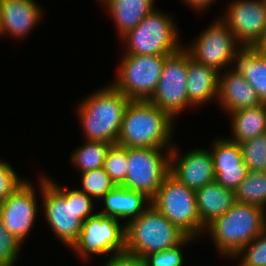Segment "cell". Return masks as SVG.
<instances>
[{
    "label": "cell",
    "instance_id": "obj_20",
    "mask_svg": "<svg viewBox=\"0 0 266 266\" xmlns=\"http://www.w3.org/2000/svg\"><path fill=\"white\" fill-rule=\"evenodd\" d=\"M218 72L191 58L188 52V107H199L217 98Z\"/></svg>",
    "mask_w": 266,
    "mask_h": 266
},
{
    "label": "cell",
    "instance_id": "obj_11",
    "mask_svg": "<svg viewBox=\"0 0 266 266\" xmlns=\"http://www.w3.org/2000/svg\"><path fill=\"white\" fill-rule=\"evenodd\" d=\"M116 218L96 212L82 224L78 240L72 245L83 261L93 255L116 254L125 251V225ZM123 225V226H122Z\"/></svg>",
    "mask_w": 266,
    "mask_h": 266
},
{
    "label": "cell",
    "instance_id": "obj_4",
    "mask_svg": "<svg viewBox=\"0 0 266 266\" xmlns=\"http://www.w3.org/2000/svg\"><path fill=\"white\" fill-rule=\"evenodd\" d=\"M266 229V210L236 202L224 215L206 226L217 252L225 258L235 255Z\"/></svg>",
    "mask_w": 266,
    "mask_h": 266
},
{
    "label": "cell",
    "instance_id": "obj_2",
    "mask_svg": "<svg viewBox=\"0 0 266 266\" xmlns=\"http://www.w3.org/2000/svg\"><path fill=\"white\" fill-rule=\"evenodd\" d=\"M174 121L167 112L149 101L130 100L116 144L126 148L171 149Z\"/></svg>",
    "mask_w": 266,
    "mask_h": 266
},
{
    "label": "cell",
    "instance_id": "obj_18",
    "mask_svg": "<svg viewBox=\"0 0 266 266\" xmlns=\"http://www.w3.org/2000/svg\"><path fill=\"white\" fill-rule=\"evenodd\" d=\"M232 62L231 70L242 74L266 104V57L260 55L254 45H240L234 51Z\"/></svg>",
    "mask_w": 266,
    "mask_h": 266
},
{
    "label": "cell",
    "instance_id": "obj_28",
    "mask_svg": "<svg viewBox=\"0 0 266 266\" xmlns=\"http://www.w3.org/2000/svg\"><path fill=\"white\" fill-rule=\"evenodd\" d=\"M80 174V185L82 186L80 190L84 191L94 200H100L116 187L103 167Z\"/></svg>",
    "mask_w": 266,
    "mask_h": 266
},
{
    "label": "cell",
    "instance_id": "obj_8",
    "mask_svg": "<svg viewBox=\"0 0 266 266\" xmlns=\"http://www.w3.org/2000/svg\"><path fill=\"white\" fill-rule=\"evenodd\" d=\"M166 56L125 54L111 84L129 100L148 101L160 80Z\"/></svg>",
    "mask_w": 266,
    "mask_h": 266
},
{
    "label": "cell",
    "instance_id": "obj_25",
    "mask_svg": "<svg viewBox=\"0 0 266 266\" xmlns=\"http://www.w3.org/2000/svg\"><path fill=\"white\" fill-rule=\"evenodd\" d=\"M236 202L250 204L266 210V171H248L235 190Z\"/></svg>",
    "mask_w": 266,
    "mask_h": 266
},
{
    "label": "cell",
    "instance_id": "obj_26",
    "mask_svg": "<svg viewBox=\"0 0 266 266\" xmlns=\"http://www.w3.org/2000/svg\"><path fill=\"white\" fill-rule=\"evenodd\" d=\"M210 153L213 159L214 170H222V168L230 167H246L243 162L242 150L239 143L230 141L229 139H215L210 146Z\"/></svg>",
    "mask_w": 266,
    "mask_h": 266
},
{
    "label": "cell",
    "instance_id": "obj_7",
    "mask_svg": "<svg viewBox=\"0 0 266 266\" xmlns=\"http://www.w3.org/2000/svg\"><path fill=\"white\" fill-rule=\"evenodd\" d=\"M151 205L187 236L197 239L205 232L197 211L195 191L170 173L162 181Z\"/></svg>",
    "mask_w": 266,
    "mask_h": 266
},
{
    "label": "cell",
    "instance_id": "obj_29",
    "mask_svg": "<svg viewBox=\"0 0 266 266\" xmlns=\"http://www.w3.org/2000/svg\"><path fill=\"white\" fill-rule=\"evenodd\" d=\"M103 168L116 186H122L128 171L127 148L118 144L111 145Z\"/></svg>",
    "mask_w": 266,
    "mask_h": 266
},
{
    "label": "cell",
    "instance_id": "obj_37",
    "mask_svg": "<svg viewBox=\"0 0 266 266\" xmlns=\"http://www.w3.org/2000/svg\"><path fill=\"white\" fill-rule=\"evenodd\" d=\"M254 46L256 47L260 55L266 57V31Z\"/></svg>",
    "mask_w": 266,
    "mask_h": 266
},
{
    "label": "cell",
    "instance_id": "obj_6",
    "mask_svg": "<svg viewBox=\"0 0 266 266\" xmlns=\"http://www.w3.org/2000/svg\"><path fill=\"white\" fill-rule=\"evenodd\" d=\"M178 30L173 17L156 8L120 39L125 54L168 56L183 46Z\"/></svg>",
    "mask_w": 266,
    "mask_h": 266
},
{
    "label": "cell",
    "instance_id": "obj_13",
    "mask_svg": "<svg viewBox=\"0 0 266 266\" xmlns=\"http://www.w3.org/2000/svg\"><path fill=\"white\" fill-rule=\"evenodd\" d=\"M232 1L220 19L240 45H255L266 31V4L263 0Z\"/></svg>",
    "mask_w": 266,
    "mask_h": 266
},
{
    "label": "cell",
    "instance_id": "obj_33",
    "mask_svg": "<svg viewBox=\"0 0 266 266\" xmlns=\"http://www.w3.org/2000/svg\"><path fill=\"white\" fill-rule=\"evenodd\" d=\"M10 165L9 162L0 159V204L25 181Z\"/></svg>",
    "mask_w": 266,
    "mask_h": 266
},
{
    "label": "cell",
    "instance_id": "obj_17",
    "mask_svg": "<svg viewBox=\"0 0 266 266\" xmlns=\"http://www.w3.org/2000/svg\"><path fill=\"white\" fill-rule=\"evenodd\" d=\"M219 106L226 113L258 106L262 104L255 90L248 84L242 74L233 70H224L218 74L217 98Z\"/></svg>",
    "mask_w": 266,
    "mask_h": 266
},
{
    "label": "cell",
    "instance_id": "obj_27",
    "mask_svg": "<svg viewBox=\"0 0 266 266\" xmlns=\"http://www.w3.org/2000/svg\"><path fill=\"white\" fill-rule=\"evenodd\" d=\"M239 144L242 150L243 162L248 171H266V133Z\"/></svg>",
    "mask_w": 266,
    "mask_h": 266
},
{
    "label": "cell",
    "instance_id": "obj_36",
    "mask_svg": "<svg viewBox=\"0 0 266 266\" xmlns=\"http://www.w3.org/2000/svg\"><path fill=\"white\" fill-rule=\"evenodd\" d=\"M187 5H191L193 9L196 11H205L207 7L209 8L212 3H214L216 0H182Z\"/></svg>",
    "mask_w": 266,
    "mask_h": 266
},
{
    "label": "cell",
    "instance_id": "obj_23",
    "mask_svg": "<svg viewBox=\"0 0 266 266\" xmlns=\"http://www.w3.org/2000/svg\"><path fill=\"white\" fill-rule=\"evenodd\" d=\"M232 135L227 138L232 142L241 143L266 133V104L240 109L229 113Z\"/></svg>",
    "mask_w": 266,
    "mask_h": 266
},
{
    "label": "cell",
    "instance_id": "obj_14",
    "mask_svg": "<svg viewBox=\"0 0 266 266\" xmlns=\"http://www.w3.org/2000/svg\"><path fill=\"white\" fill-rule=\"evenodd\" d=\"M34 187L33 183L26 179L0 204V217L4 227L22 244L37 218L38 202Z\"/></svg>",
    "mask_w": 266,
    "mask_h": 266
},
{
    "label": "cell",
    "instance_id": "obj_24",
    "mask_svg": "<svg viewBox=\"0 0 266 266\" xmlns=\"http://www.w3.org/2000/svg\"><path fill=\"white\" fill-rule=\"evenodd\" d=\"M111 145L107 142L85 140L83 145L72 152L71 163L80 173L101 168Z\"/></svg>",
    "mask_w": 266,
    "mask_h": 266
},
{
    "label": "cell",
    "instance_id": "obj_19",
    "mask_svg": "<svg viewBox=\"0 0 266 266\" xmlns=\"http://www.w3.org/2000/svg\"><path fill=\"white\" fill-rule=\"evenodd\" d=\"M102 200L105 208L100 214L118 219H127L124 225L137 218L150 204L151 200L143 193L116 186L109 191Z\"/></svg>",
    "mask_w": 266,
    "mask_h": 266
},
{
    "label": "cell",
    "instance_id": "obj_1",
    "mask_svg": "<svg viewBox=\"0 0 266 266\" xmlns=\"http://www.w3.org/2000/svg\"><path fill=\"white\" fill-rule=\"evenodd\" d=\"M40 176L37 183L46 223L56 238L71 248L78 240L83 222L96 214L93 213L94 199L78 188L69 190L68 186L61 187L52 178Z\"/></svg>",
    "mask_w": 266,
    "mask_h": 266
},
{
    "label": "cell",
    "instance_id": "obj_35",
    "mask_svg": "<svg viewBox=\"0 0 266 266\" xmlns=\"http://www.w3.org/2000/svg\"><path fill=\"white\" fill-rule=\"evenodd\" d=\"M103 266H144L143 258L127 251L111 254Z\"/></svg>",
    "mask_w": 266,
    "mask_h": 266
},
{
    "label": "cell",
    "instance_id": "obj_22",
    "mask_svg": "<svg viewBox=\"0 0 266 266\" xmlns=\"http://www.w3.org/2000/svg\"><path fill=\"white\" fill-rule=\"evenodd\" d=\"M114 20L120 38L137 25L157 7L155 0H97Z\"/></svg>",
    "mask_w": 266,
    "mask_h": 266
},
{
    "label": "cell",
    "instance_id": "obj_9",
    "mask_svg": "<svg viewBox=\"0 0 266 266\" xmlns=\"http://www.w3.org/2000/svg\"><path fill=\"white\" fill-rule=\"evenodd\" d=\"M127 160L128 171L122 187L143 193L152 200L169 174L170 149L127 148Z\"/></svg>",
    "mask_w": 266,
    "mask_h": 266
},
{
    "label": "cell",
    "instance_id": "obj_31",
    "mask_svg": "<svg viewBox=\"0 0 266 266\" xmlns=\"http://www.w3.org/2000/svg\"><path fill=\"white\" fill-rule=\"evenodd\" d=\"M195 240L196 238L187 236L181 243L172 248L146 255L143 258L144 266H183L184 254H182L181 248Z\"/></svg>",
    "mask_w": 266,
    "mask_h": 266
},
{
    "label": "cell",
    "instance_id": "obj_15",
    "mask_svg": "<svg viewBox=\"0 0 266 266\" xmlns=\"http://www.w3.org/2000/svg\"><path fill=\"white\" fill-rule=\"evenodd\" d=\"M187 152L181 156L177 146H172L169 173L196 191L215 180L213 159L209 149L193 148Z\"/></svg>",
    "mask_w": 266,
    "mask_h": 266
},
{
    "label": "cell",
    "instance_id": "obj_34",
    "mask_svg": "<svg viewBox=\"0 0 266 266\" xmlns=\"http://www.w3.org/2000/svg\"><path fill=\"white\" fill-rule=\"evenodd\" d=\"M215 181L223 187L235 191L248 173L247 167H230L214 170Z\"/></svg>",
    "mask_w": 266,
    "mask_h": 266
},
{
    "label": "cell",
    "instance_id": "obj_10",
    "mask_svg": "<svg viewBox=\"0 0 266 266\" xmlns=\"http://www.w3.org/2000/svg\"><path fill=\"white\" fill-rule=\"evenodd\" d=\"M187 76L188 51L183 46L165 57L160 80L148 101L175 120L185 108L188 109Z\"/></svg>",
    "mask_w": 266,
    "mask_h": 266
},
{
    "label": "cell",
    "instance_id": "obj_30",
    "mask_svg": "<svg viewBox=\"0 0 266 266\" xmlns=\"http://www.w3.org/2000/svg\"><path fill=\"white\" fill-rule=\"evenodd\" d=\"M235 258L241 259L239 266H266V229L243 247Z\"/></svg>",
    "mask_w": 266,
    "mask_h": 266
},
{
    "label": "cell",
    "instance_id": "obj_3",
    "mask_svg": "<svg viewBox=\"0 0 266 266\" xmlns=\"http://www.w3.org/2000/svg\"><path fill=\"white\" fill-rule=\"evenodd\" d=\"M130 100L112 85L97 89L76 105L85 140L116 144Z\"/></svg>",
    "mask_w": 266,
    "mask_h": 266
},
{
    "label": "cell",
    "instance_id": "obj_32",
    "mask_svg": "<svg viewBox=\"0 0 266 266\" xmlns=\"http://www.w3.org/2000/svg\"><path fill=\"white\" fill-rule=\"evenodd\" d=\"M24 244L16 239L5 227L0 217V265L14 266Z\"/></svg>",
    "mask_w": 266,
    "mask_h": 266
},
{
    "label": "cell",
    "instance_id": "obj_5",
    "mask_svg": "<svg viewBox=\"0 0 266 266\" xmlns=\"http://www.w3.org/2000/svg\"><path fill=\"white\" fill-rule=\"evenodd\" d=\"M187 235L151 204L125 224V251L144 258L181 243Z\"/></svg>",
    "mask_w": 266,
    "mask_h": 266
},
{
    "label": "cell",
    "instance_id": "obj_21",
    "mask_svg": "<svg viewBox=\"0 0 266 266\" xmlns=\"http://www.w3.org/2000/svg\"><path fill=\"white\" fill-rule=\"evenodd\" d=\"M195 194L197 211L205 227L236 203L235 191L223 187L215 180L197 189Z\"/></svg>",
    "mask_w": 266,
    "mask_h": 266
},
{
    "label": "cell",
    "instance_id": "obj_16",
    "mask_svg": "<svg viewBox=\"0 0 266 266\" xmlns=\"http://www.w3.org/2000/svg\"><path fill=\"white\" fill-rule=\"evenodd\" d=\"M42 15L35 0H0V34L23 39L39 25Z\"/></svg>",
    "mask_w": 266,
    "mask_h": 266
},
{
    "label": "cell",
    "instance_id": "obj_12",
    "mask_svg": "<svg viewBox=\"0 0 266 266\" xmlns=\"http://www.w3.org/2000/svg\"><path fill=\"white\" fill-rule=\"evenodd\" d=\"M184 48L191 58L216 72L231 68L234 51L240 46L228 26L220 19L202 30L200 35Z\"/></svg>",
    "mask_w": 266,
    "mask_h": 266
}]
</instances>
